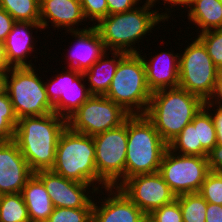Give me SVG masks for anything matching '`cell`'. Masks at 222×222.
Returning a JSON list of instances; mask_svg holds the SVG:
<instances>
[{
	"label": "cell",
	"mask_w": 222,
	"mask_h": 222,
	"mask_svg": "<svg viewBox=\"0 0 222 222\" xmlns=\"http://www.w3.org/2000/svg\"><path fill=\"white\" fill-rule=\"evenodd\" d=\"M203 106L199 96L178 86L152 92L145 116L168 145Z\"/></svg>",
	"instance_id": "3957f363"
},
{
	"label": "cell",
	"mask_w": 222,
	"mask_h": 222,
	"mask_svg": "<svg viewBox=\"0 0 222 222\" xmlns=\"http://www.w3.org/2000/svg\"><path fill=\"white\" fill-rule=\"evenodd\" d=\"M107 98L130 115H145L152 92L146 81V70L139 53H127L119 62Z\"/></svg>",
	"instance_id": "8992f818"
},
{
	"label": "cell",
	"mask_w": 222,
	"mask_h": 222,
	"mask_svg": "<svg viewBox=\"0 0 222 222\" xmlns=\"http://www.w3.org/2000/svg\"><path fill=\"white\" fill-rule=\"evenodd\" d=\"M34 174L43 182L54 207L93 208L94 193H99L93 185L67 179L52 170H41Z\"/></svg>",
	"instance_id": "5bb4252c"
},
{
	"label": "cell",
	"mask_w": 222,
	"mask_h": 222,
	"mask_svg": "<svg viewBox=\"0 0 222 222\" xmlns=\"http://www.w3.org/2000/svg\"><path fill=\"white\" fill-rule=\"evenodd\" d=\"M171 51L152 54L150 59L139 52L146 70V81L151 92L179 86V55ZM152 57V58H151ZM147 58V59H146Z\"/></svg>",
	"instance_id": "d6986e66"
},
{
	"label": "cell",
	"mask_w": 222,
	"mask_h": 222,
	"mask_svg": "<svg viewBox=\"0 0 222 222\" xmlns=\"http://www.w3.org/2000/svg\"><path fill=\"white\" fill-rule=\"evenodd\" d=\"M142 222H156V221L152 219L149 215H146Z\"/></svg>",
	"instance_id": "ee69618b"
},
{
	"label": "cell",
	"mask_w": 222,
	"mask_h": 222,
	"mask_svg": "<svg viewBox=\"0 0 222 222\" xmlns=\"http://www.w3.org/2000/svg\"><path fill=\"white\" fill-rule=\"evenodd\" d=\"M33 174L17 143L0 141V195L21 193Z\"/></svg>",
	"instance_id": "2e32d148"
},
{
	"label": "cell",
	"mask_w": 222,
	"mask_h": 222,
	"mask_svg": "<svg viewBox=\"0 0 222 222\" xmlns=\"http://www.w3.org/2000/svg\"><path fill=\"white\" fill-rule=\"evenodd\" d=\"M168 148L177 154L198 156L197 126L188 123L168 144Z\"/></svg>",
	"instance_id": "83f0119b"
},
{
	"label": "cell",
	"mask_w": 222,
	"mask_h": 222,
	"mask_svg": "<svg viewBox=\"0 0 222 222\" xmlns=\"http://www.w3.org/2000/svg\"><path fill=\"white\" fill-rule=\"evenodd\" d=\"M40 0H0V7L6 10L15 22L40 23Z\"/></svg>",
	"instance_id": "484cf974"
},
{
	"label": "cell",
	"mask_w": 222,
	"mask_h": 222,
	"mask_svg": "<svg viewBox=\"0 0 222 222\" xmlns=\"http://www.w3.org/2000/svg\"><path fill=\"white\" fill-rule=\"evenodd\" d=\"M197 38L206 47L215 66L222 72V28L202 32Z\"/></svg>",
	"instance_id": "f546056e"
},
{
	"label": "cell",
	"mask_w": 222,
	"mask_h": 222,
	"mask_svg": "<svg viewBox=\"0 0 222 222\" xmlns=\"http://www.w3.org/2000/svg\"><path fill=\"white\" fill-rule=\"evenodd\" d=\"M208 164L210 171H217L222 168V144L218 143L209 153H208Z\"/></svg>",
	"instance_id": "74e56055"
},
{
	"label": "cell",
	"mask_w": 222,
	"mask_h": 222,
	"mask_svg": "<svg viewBox=\"0 0 222 222\" xmlns=\"http://www.w3.org/2000/svg\"><path fill=\"white\" fill-rule=\"evenodd\" d=\"M176 200L181 208L183 222H205L208 203L198 192L177 196Z\"/></svg>",
	"instance_id": "4316f807"
},
{
	"label": "cell",
	"mask_w": 222,
	"mask_h": 222,
	"mask_svg": "<svg viewBox=\"0 0 222 222\" xmlns=\"http://www.w3.org/2000/svg\"><path fill=\"white\" fill-rule=\"evenodd\" d=\"M192 1L193 0H163V3H164L163 7L165 8V12H162V15L168 20L170 18V16L172 15L170 12L172 9L175 10V6L177 7L176 8L177 10H180V8L182 7L181 9H183V11H184L185 10L184 8H186ZM155 2L160 3V0H155ZM167 4H168L169 8L165 7V6H167ZM172 7H174V8H172Z\"/></svg>",
	"instance_id": "f35d334b"
},
{
	"label": "cell",
	"mask_w": 222,
	"mask_h": 222,
	"mask_svg": "<svg viewBox=\"0 0 222 222\" xmlns=\"http://www.w3.org/2000/svg\"><path fill=\"white\" fill-rule=\"evenodd\" d=\"M149 216L156 222H183L181 208L176 199L154 210Z\"/></svg>",
	"instance_id": "836d02e7"
},
{
	"label": "cell",
	"mask_w": 222,
	"mask_h": 222,
	"mask_svg": "<svg viewBox=\"0 0 222 222\" xmlns=\"http://www.w3.org/2000/svg\"><path fill=\"white\" fill-rule=\"evenodd\" d=\"M140 1V3H139ZM108 6V15L123 13L136 8L142 4V0H106Z\"/></svg>",
	"instance_id": "e575fe53"
},
{
	"label": "cell",
	"mask_w": 222,
	"mask_h": 222,
	"mask_svg": "<svg viewBox=\"0 0 222 222\" xmlns=\"http://www.w3.org/2000/svg\"><path fill=\"white\" fill-rule=\"evenodd\" d=\"M93 139L98 177L108 187H119L126 180L127 119Z\"/></svg>",
	"instance_id": "9c48e42d"
},
{
	"label": "cell",
	"mask_w": 222,
	"mask_h": 222,
	"mask_svg": "<svg viewBox=\"0 0 222 222\" xmlns=\"http://www.w3.org/2000/svg\"><path fill=\"white\" fill-rule=\"evenodd\" d=\"M126 179L159 171L168 145L145 115L127 118Z\"/></svg>",
	"instance_id": "5b68a950"
},
{
	"label": "cell",
	"mask_w": 222,
	"mask_h": 222,
	"mask_svg": "<svg viewBox=\"0 0 222 222\" xmlns=\"http://www.w3.org/2000/svg\"><path fill=\"white\" fill-rule=\"evenodd\" d=\"M207 203L222 206V179L215 171H210L198 192Z\"/></svg>",
	"instance_id": "1f68e13d"
},
{
	"label": "cell",
	"mask_w": 222,
	"mask_h": 222,
	"mask_svg": "<svg viewBox=\"0 0 222 222\" xmlns=\"http://www.w3.org/2000/svg\"><path fill=\"white\" fill-rule=\"evenodd\" d=\"M40 25L43 31L51 26L59 30L78 31L89 28L76 27L78 24L81 26L87 20L84 17L80 0H40ZM74 26V27H73ZM64 28V29H63Z\"/></svg>",
	"instance_id": "e0dca14e"
},
{
	"label": "cell",
	"mask_w": 222,
	"mask_h": 222,
	"mask_svg": "<svg viewBox=\"0 0 222 222\" xmlns=\"http://www.w3.org/2000/svg\"><path fill=\"white\" fill-rule=\"evenodd\" d=\"M108 53L106 51L88 70L83 72L92 95L107 93L120 60L127 54L120 51H110L109 54L112 56L109 57Z\"/></svg>",
	"instance_id": "44dd1931"
},
{
	"label": "cell",
	"mask_w": 222,
	"mask_h": 222,
	"mask_svg": "<svg viewBox=\"0 0 222 222\" xmlns=\"http://www.w3.org/2000/svg\"><path fill=\"white\" fill-rule=\"evenodd\" d=\"M119 188L146 215L176 199L159 172L130 177Z\"/></svg>",
	"instance_id": "4fadbf2b"
},
{
	"label": "cell",
	"mask_w": 222,
	"mask_h": 222,
	"mask_svg": "<svg viewBox=\"0 0 222 222\" xmlns=\"http://www.w3.org/2000/svg\"><path fill=\"white\" fill-rule=\"evenodd\" d=\"M66 127L67 120L54 112L18 120L14 141L33 173L53 168L57 142Z\"/></svg>",
	"instance_id": "7a4b0ae2"
},
{
	"label": "cell",
	"mask_w": 222,
	"mask_h": 222,
	"mask_svg": "<svg viewBox=\"0 0 222 222\" xmlns=\"http://www.w3.org/2000/svg\"><path fill=\"white\" fill-rule=\"evenodd\" d=\"M82 11L86 20L94 25L108 15L106 0H80Z\"/></svg>",
	"instance_id": "d6a6232c"
},
{
	"label": "cell",
	"mask_w": 222,
	"mask_h": 222,
	"mask_svg": "<svg viewBox=\"0 0 222 222\" xmlns=\"http://www.w3.org/2000/svg\"><path fill=\"white\" fill-rule=\"evenodd\" d=\"M95 154L93 137L67 126L59 136L51 170L67 179L91 184L97 190L104 189L108 186L97 175Z\"/></svg>",
	"instance_id": "277c9868"
},
{
	"label": "cell",
	"mask_w": 222,
	"mask_h": 222,
	"mask_svg": "<svg viewBox=\"0 0 222 222\" xmlns=\"http://www.w3.org/2000/svg\"><path fill=\"white\" fill-rule=\"evenodd\" d=\"M34 67H12L7 74L6 92L18 119L54 112L44 80Z\"/></svg>",
	"instance_id": "52a82bcc"
},
{
	"label": "cell",
	"mask_w": 222,
	"mask_h": 222,
	"mask_svg": "<svg viewBox=\"0 0 222 222\" xmlns=\"http://www.w3.org/2000/svg\"><path fill=\"white\" fill-rule=\"evenodd\" d=\"M99 189L100 197L93 203L92 222H142L146 214L142 212L119 187H106ZM106 191V192H105ZM105 192V193H103ZM102 193V194H101ZM102 202H101V201ZM97 201V202H95ZM100 202V203H99ZM98 203V204H97ZM101 205V206H100Z\"/></svg>",
	"instance_id": "9a60e30c"
},
{
	"label": "cell",
	"mask_w": 222,
	"mask_h": 222,
	"mask_svg": "<svg viewBox=\"0 0 222 222\" xmlns=\"http://www.w3.org/2000/svg\"><path fill=\"white\" fill-rule=\"evenodd\" d=\"M205 222H222V206L208 203Z\"/></svg>",
	"instance_id": "ab89813d"
},
{
	"label": "cell",
	"mask_w": 222,
	"mask_h": 222,
	"mask_svg": "<svg viewBox=\"0 0 222 222\" xmlns=\"http://www.w3.org/2000/svg\"><path fill=\"white\" fill-rule=\"evenodd\" d=\"M30 222H46L54 210L43 182L33 174L22 189Z\"/></svg>",
	"instance_id": "7402d4cb"
},
{
	"label": "cell",
	"mask_w": 222,
	"mask_h": 222,
	"mask_svg": "<svg viewBox=\"0 0 222 222\" xmlns=\"http://www.w3.org/2000/svg\"><path fill=\"white\" fill-rule=\"evenodd\" d=\"M0 222H30L21 193L0 195Z\"/></svg>",
	"instance_id": "d4e9b609"
},
{
	"label": "cell",
	"mask_w": 222,
	"mask_h": 222,
	"mask_svg": "<svg viewBox=\"0 0 222 222\" xmlns=\"http://www.w3.org/2000/svg\"><path fill=\"white\" fill-rule=\"evenodd\" d=\"M204 107L208 110L211 111V116L213 118L215 128H216V133H217V143L222 144V107L217 106V105H211L207 101L204 102ZM216 107V108H215ZM214 110H213V109Z\"/></svg>",
	"instance_id": "d590c367"
},
{
	"label": "cell",
	"mask_w": 222,
	"mask_h": 222,
	"mask_svg": "<svg viewBox=\"0 0 222 222\" xmlns=\"http://www.w3.org/2000/svg\"><path fill=\"white\" fill-rule=\"evenodd\" d=\"M183 50L179 55V87L199 96L204 102L208 101L221 71L198 38Z\"/></svg>",
	"instance_id": "ba28073f"
},
{
	"label": "cell",
	"mask_w": 222,
	"mask_h": 222,
	"mask_svg": "<svg viewBox=\"0 0 222 222\" xmlns=\"http://www.w3.org/2000/svg\"><path fill=\"white\" fill-rule=\"evenodd\" d=\"M71 37L75 39L73 48L69 49L67 67L76 71L84 72L88 70L106 51V47L101 39L99 31L94 25L78 31H70ZM75 49V50H74ZM69 60V61H68Z\"/></svg>",
	"instance_id": "ac0fdd59"
},
{
	"label": "cell",
	"mask_w": 222,
	"mask_h": 222,
	"mask_svg": "<svg viewBox=\"0 0 222 222\" xmlns=\"http://www.w3.org/2000/svg\"><path fill=\"white\" fill-rule=\"evenodd\" d=\"M216 172L222 179V168H219Z\"/></svg>",
	"instance_id": "f6af8a7d"
},
{
	"label": "cell",
	"mask_w": 222,
	"mask_h": 222,
	"mask_svg": "<svg viewBox=\"0 0 222 222\" xmlns=\"http://www.w3.org/2000/svg\"><path fill=\"white\" fill-rule=\"evenodd\" d=\"M39 32L42 29L40 23L32 22H15L12 29L4 41V47L6 49V55L9 64L12 67H33L29 57L32 56V52H35L34 47L37 41L32 36V30ZM35 40V41H34ZM29 60V62H28Z\"/></svg>",
	"instance_id": "ffe728a7"
},
{
	"label": "cell",
	"mask_w": 222,
	"mask_h": 222,
	"mask_svg": "<svg viewBox=\"0 0 222 222\" xmlns=\"http://www.w3.org/2000/svg\"><path fill=\"white\" fill-rule=\"evenodd\" d=\"M207 102L222 107V72L219 73L214 92Z\"/></svg>",
	"instance_id": "60d3db41"
},
{
	"label": "cell",
	"mask_w": 222,
	"mask_h": 222,
	"mask_svg": "<svg viewBox=\"0 0 222 222\" xmlns=\"http://www.w3.org/2000/svg\"><path fill=\"white\" fill-rule=\"evenodd\" d=\"M12 66L9 64L4 42L0 41V71H10Z\"/></svg>",
	"instance_id": "b9f144b4"
},
{
	"label": "cell",
	"mask_w": 222,
	"mask_h": 222,
	"mask_svg": "<svg viewBox=\"0 0 222 222\" xmlns=\"http://www.w3.org/2000/svg\"><path fill=\"white\" fill-rule=\"evenodd\" d=\"M64 68L67 71H61L57 76L55 74V78L49 77V82L45 81L44 84L54 113L67 120L92 94L84 83L82 72Z\"/></svg>",
	"instance_id": "7c38bea8"
},
{
	"label": "cell",
	"mask_w": 222,
	"mask_h": 222,
	"mask_svg": "<svg viewBox=\"0 0 222 222\" xmlns=\"http://www.w3.org/2000/svg\"><path fill=\"white\" fill-rule=\"evenodd\" d=\"M187 20L196 25L198 34L222 28V2L220 0H193L187 7ZM201 28V31H200Z\"/></svg>",
	"instance_id": "603a6c76"
},
{
	"label": "cell",
	"mask_w": 222,
	"mask_h": 222,
	"mask_svg": "<svg viewBox=\"0 0 222 222\" xmlns=\"http://www.w3.org/2000/svg\"><path fill=\"white\" fill-rule=\"evenodd\" d=\"M93 208L54 207L46 222H92Z\"/></svg>",
	"instance_id": "4dcf8cb0"
},
{
	"label": "cell",
	"mask_w": 222,
	"mask_h": 222,
	"mask_svg": "<svg viewBox=\"0 0 222 222\" xmlns=\"http://www.w3.org/2000/svg\"><path fill=\"white\" fill-rule=\"evenodd\" d=\"M142 7L123 13H115L102 18L95 27L99 31L101 39L107 51H120L124 53H139L137 45L147 33L159 23L167 20L162 13L156 10L155 0H143ZM155 7V10H152ZM143 37V38H142ZM137 43V44H136Z\"/></svg>",
	"instance_id": "6da1fadb"
},
{
	"label": "cell",
	"mask_w": 222,
	"mask_h": 222,
	"mask_svg": "<svg viewBox=\"0 0 222 222\" xmlns=\"http://www.w3.org/2000/svg\"><path fill=\"white\" fill-rule=\"evenodd\" d=\"M129 116L105 95H92L67 119V126L75 132L93 137L120 126Z\"/></svg>",
	"instance_id": "8fae6325"
},
{
	"label": "cell",
	"mask_w": 222,
	"mask_h": 222,
	"mask_svg": "<svg viewBox=\"0 0 222 222\" xmlns=\"http://www.w3.org/2000/svg\"><path fill=\"white\" fill-rule=\"evenodd\" d=\"M15 20L13 17L3 8L0 7V41L4 42L8 34L10 33Z\"/></svg>",
	"instance_id": "8d00e7d4"
},
{
	"label": "cell",
	"mask_w": 222,
	"mask_h": 222,
	"mask_svg": "<svg viewBox=\"0 0 222 222\" xmlns=\"http://www.w3.org/2000/svg\"><path fill=\"white\" fill-rule=\"evenodd\" d=\"M9 71H0V93L6 91V78Z\"/></svg>",
	"instance_id": "7bdbcfd3"
},
{
	"label": "cell",
	"mask_w": 222,
	"mask_h": 222,
	"mask_svg": "<svg viewBox=\"0 0 222 222\" xmlns=\"http://www.w3.org/2000/svg\"><path fill=\"white\" fill-rule=\"evenodd\" d=\"M192 123L197 126L198 156L207 157L208 153L218 144L216 128L210 111L203 106L194 116Z\"/></svg>",
	"instance_id": "cb8c5ba5"
},
{
	"label": "cell",
	"mask_w": 222,
	"mask_h": 222,
	"mask_svg": "<svg viewBox=\"0 0 222 222\" xmlns=\"http://www.w3.org/2000/svg\"><path fill=\"white\" fill-rule=\"evenodd\" d=\"M158 172L177 197L199 192L210 168L207 157L181 155L167 148Z\"/></svg>",
	"instance_id": "30bf717a"
},
{
	"label": "cell",
	"mask_w": 222,
	"mask_h": 222,
	"mask_svg": "<svg viewBox=\"0 0 222 222\" xmlns=\"http://www.w3.org/2000/svg\"><path fill=\"white\" fill-rule=\"evenodd\" d=\"M18 120L7 92L0 93V141L14 140Z\"/></svg>",
	"instance_id": "f1b7e54d"
}]
</instances>
